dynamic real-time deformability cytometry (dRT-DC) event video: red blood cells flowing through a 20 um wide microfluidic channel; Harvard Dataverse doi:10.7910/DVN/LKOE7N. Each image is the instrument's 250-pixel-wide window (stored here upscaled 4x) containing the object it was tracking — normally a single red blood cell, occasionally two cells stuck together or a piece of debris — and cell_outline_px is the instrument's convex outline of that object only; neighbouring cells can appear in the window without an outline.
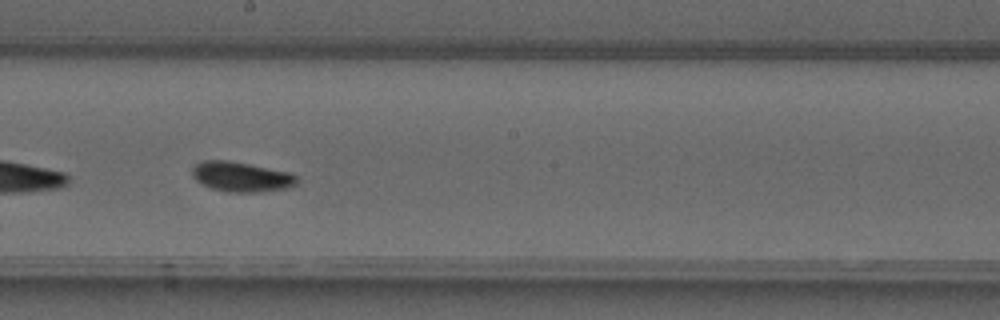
{"species": "common noctule bat (a hibernating species)", "species_latin": "Nyctalus noctula", "temperature_condition": "warm", "stored_images_in_passage": 28, "camera_frame_rate_fps": 3000, "um_per_image_px": 0.085, "animal": {"sex": "male", "forearm_length_mm": 52.5}, "frame": {"image": 1, "passage_image": 13, "time_ms": 4.0, "image_size_px": [1000, 320], "cell_outline_px": [[296, 184], [292, 188], [260, 192], [228, 192], [212, 188], [196, 180], [192, 176], [192, 168], [196, 164], [204, 160], [228, 160], [292, 172], [296, 176]], "centroid_in_image_um": [20.55, 15.02], "position_along_channel_um": 227.7, "area_um2": 18.38}}
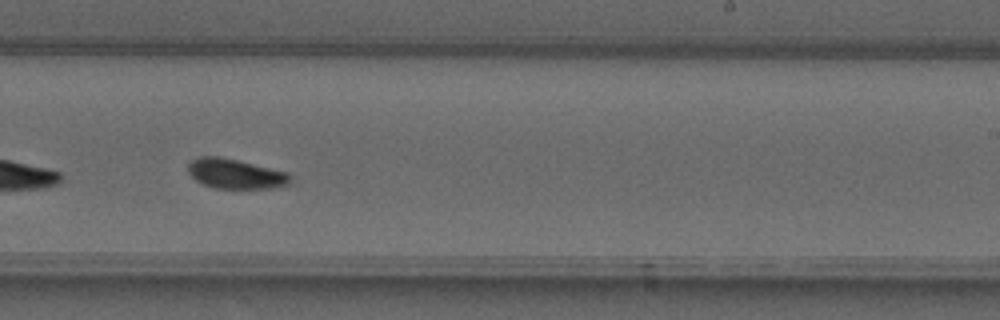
{"frame": {"image": 2, "passage_image": 16, "time_ms": 5.0, "image_size_px": [1000, 320], "cell_outline_px": [[292, 180], [288, 184], [272, 188], [212, 188], [200, 184], [188, 172], [188, 164], [192, 160], [200, 156], [216, 156], [236, 160], [288, 172], [292, 176]], "centroid_in_image_um": [20.0, 14.78], "position_along_channel_um": 269.0, "area_um2": 17.74}, "authors_computed_cell_mechanics": {"area_um2": 17.7446, "velocity_mm_per_s": 4.1565, "shape_relaxation_time_tau1_ms": 3.3936, "shape_relaxation_time_tau2_ms": 3.1196, "deformation_change_tau1": 0.1078, "deformation_change_tau2": 0.0767}}